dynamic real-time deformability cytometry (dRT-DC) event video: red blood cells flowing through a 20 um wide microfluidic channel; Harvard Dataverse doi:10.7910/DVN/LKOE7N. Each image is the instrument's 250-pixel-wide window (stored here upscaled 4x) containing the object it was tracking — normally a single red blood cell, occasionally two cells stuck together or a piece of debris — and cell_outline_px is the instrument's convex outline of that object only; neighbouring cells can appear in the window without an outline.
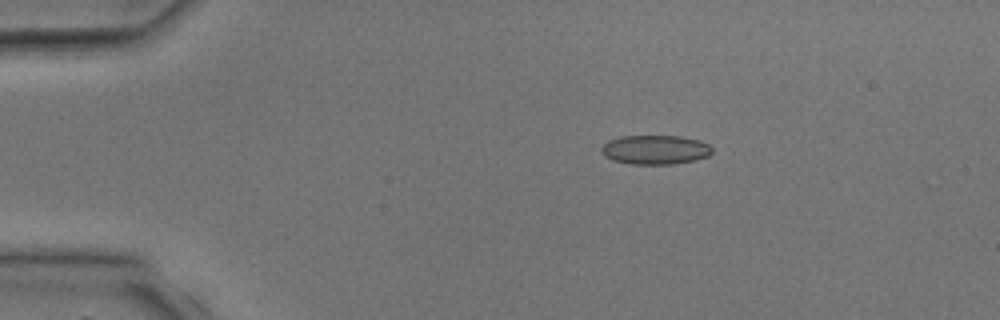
{"species": "common noctule bat (a hibernating species)", "species_latin": "Nyctalus noctula", "temperature_condition": "room temperature", "stored_images_in_passage": 4, "camera_frame_rate_fps": 3000, "um_per_image_px": 0.085, "animal": {"sex": "male", "body_mass_g": 17.9, "forearm_length_mm": 54.2}, "frame": {"image": 1, "passage_image": 3, "time_ms": 2.333, "image_size_px": [1000, 320], "cell_outline_px": [[712, 152], [708, 156], [696, 160], [676, 164], [628, 164], [612, 160], [604, 156], [600, 148], [608, 140], [620, 136], [680, 136], [700, 140], [708, 144], [712, 148]], "centroid_in_image_um": [55.69, 12.73], "position_along_channel_um": 29.3, "area_um2": 19.07}}
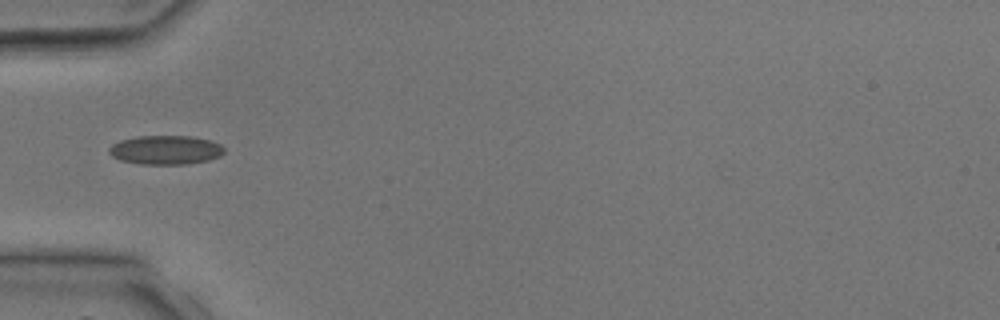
{"frame": {"image": 2, "passage_image": 4, "time_ms": 4.333, "image_size_px": [1000, 320], "cell_outline_px": [[224, 152], [220, 156], [208, 160], [184, 164], [140, 164], [120, 160], [112, 156], [108, 152], [108, 148], [112, 144], [120, 140], [136, 136], [188, 136], [208, 140], [220, 144], [224, 148]], "centroid_in_image_um": [14.04, 12.74], "position_along_channel_um": 71.0, "area_um2": 19.42}}